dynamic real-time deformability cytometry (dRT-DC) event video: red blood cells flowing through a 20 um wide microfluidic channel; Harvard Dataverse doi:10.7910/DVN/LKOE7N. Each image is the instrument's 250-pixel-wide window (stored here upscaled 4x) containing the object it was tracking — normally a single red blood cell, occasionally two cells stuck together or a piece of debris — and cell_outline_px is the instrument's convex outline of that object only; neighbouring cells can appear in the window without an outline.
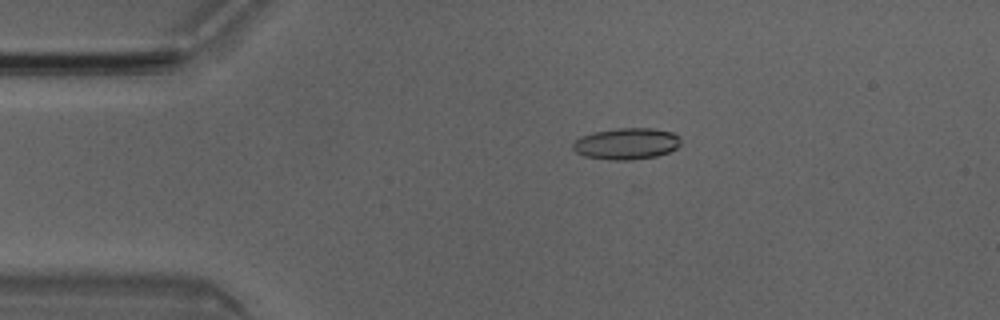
{"species": "Egyptian fruit bat (a non-hibernating species)", "species_latin": "Rousettus aegyptiacus", "temperature_condition": "room temperature", "stored_images_in_passage": 4, "camera_frame_rate_fps": 3000, "um_per_image_px": 0.085, "animal": {"sex": "male"}, "frame": {"image": 1, "passage_image": 3, "time_ms": 0.667, "image_size_px": [1000, 320], "cell_outline_px": [[680, 144], [676, 148], [668, 152], [656, 156], [632, 160], [612, 160], [584, 156], [576, 152], [572, 148], [572, 144], [580, 136], [592, 132], [616, 128], [652, 128], [672, 132], [680, 136]], "centroid_in_image_um": [53.24, 12.21], "position_along_channel_um": 31.8, "area_um2": 19.88}}